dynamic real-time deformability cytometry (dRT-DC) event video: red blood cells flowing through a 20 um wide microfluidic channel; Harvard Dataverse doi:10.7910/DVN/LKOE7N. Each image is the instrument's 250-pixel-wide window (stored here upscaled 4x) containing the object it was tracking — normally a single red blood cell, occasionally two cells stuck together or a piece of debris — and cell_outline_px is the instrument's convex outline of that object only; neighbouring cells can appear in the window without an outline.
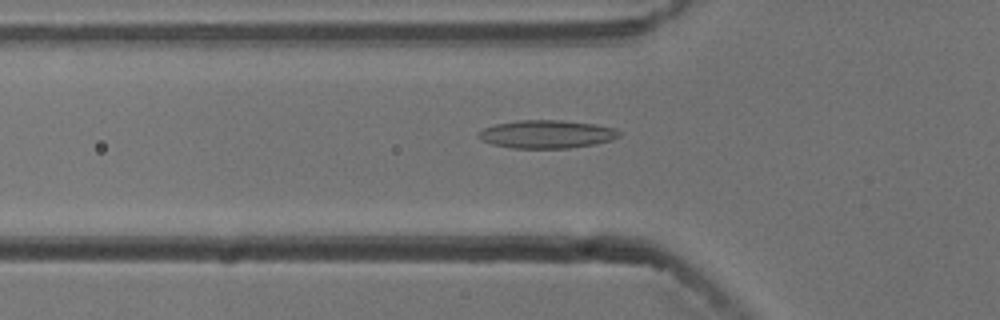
{"species": "common noctule bat (a hibernating species)", "species_latin": "Nyctalus noctula", "temperature_condition": "cold", "stored_images_in_passage": 54, "camera_frame_rate_fps": 3000, "um_per_image_px": 0.085, "animal": {"sex": "male", "body_mass_g": 13.3}, "frame": {"image": 1, "passage_image": 18, "time_ms": 5.667, "image_size_px": [1000, 320], "cell_outline_px": [[620, 136], [612, 140], [596, 144], [568, 148], [512, 148], [492, 144], [480, 140], [476, 136], [476, 132], [484, 128], [496, 124], [520, 120], [560, 120], [596, 124], [616, 128], [620, 132]], "centroid_in_image_um": [46.46, 11.4], "position_along_channel_um": 79.3, "area_um2": 23.24}}
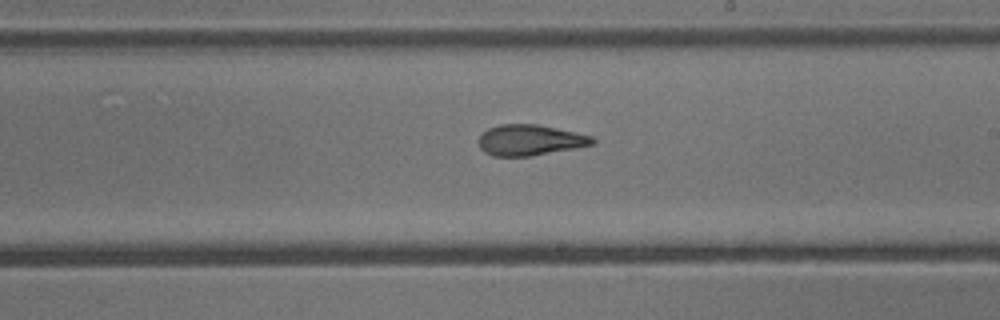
{"frame": {"image": 2, "passage_image": 31, "time_ms": 10.0, "image_size_px": [1000, 320], "cell_outline_px": [[596, 144], [576, 148], [528, 156], [492, 156], [484, 152], [480, 148], [476, 140], [488, 128], [500, 124], [536, 124], [576, 132], [592, 136], [596, 140]], "centroid_in_image_um": [45.04, 11.91], "position_along_channel_um": 244.0, "area_um2": 20.52}}
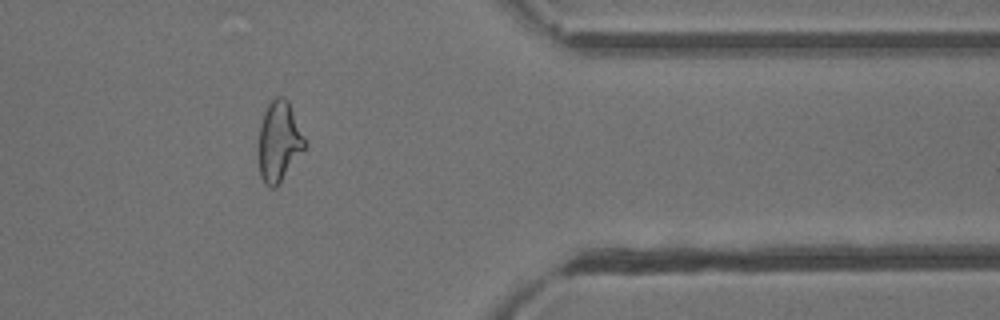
{"frame": {"image": 3, "passage_image": 44, "time_ms": 14.333, "image_size_px": [1000, 320], "cell_outline_px": [[308, 144], [276, 188], [268, 188], [264, 184], [260, 176], [256, 156], [256, 152], [260, 124], [264, 112], [268, 104], [276, 96], [284, 96], [288, 100]], "centroid_in_image_um": [23.68, 12.06], "position_along_channel_um": 387.7, "area_um2": 22.31}, "authors_computed_cell_mechanics": {"area_um2": 21.7617, "velocity_mm_per_s": 3.775, "shape_relaxation_time_tau1_ms": 10.1977, "shape_relaxation_time_tau2_ms": 2.4145, "deformation_change_tau1": 0.2471, "deformation_change_tau2": 0.1096}}